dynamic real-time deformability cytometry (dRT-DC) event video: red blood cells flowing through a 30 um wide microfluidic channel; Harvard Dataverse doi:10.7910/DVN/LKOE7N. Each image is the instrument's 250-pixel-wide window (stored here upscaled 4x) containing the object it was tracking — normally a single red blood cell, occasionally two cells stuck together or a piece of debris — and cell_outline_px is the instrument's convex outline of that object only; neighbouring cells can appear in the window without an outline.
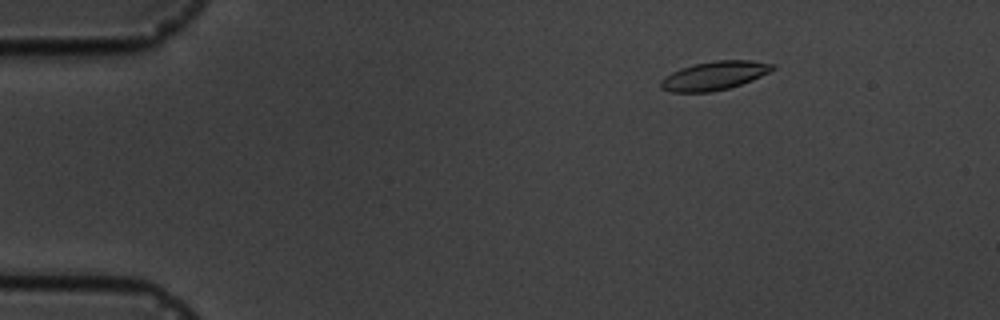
{"species": "common noctule bat (a hibernating species)", "species_latin": "Nyctalus noctula", "temperature_condition": "cold", "stored_images_in_passage": 10, "camera_frame_rate_fps": 3000, "um_per_image_px": 0.085, "animal": {"sex": "male", "body_mass_g": 19.5, "forearm_length_mm": 54.6}, "frame": {"image": 1, "passage_image": 1, "time_ms": 0.0, "image_size_px": [1000, 320], "cell_outline_px": [[776, 68], [752, 80], [728, 88], [712, 92], [672, 92], [660, 88], [660, 80], [664, 76], [680, 68], [696, 64], [716, 60], [752, 60], [776, 64]], "centroid_in_image_um": [60.71, 6.43], "position_along_channel_um": 24.3, "area_um2": 18.67}}
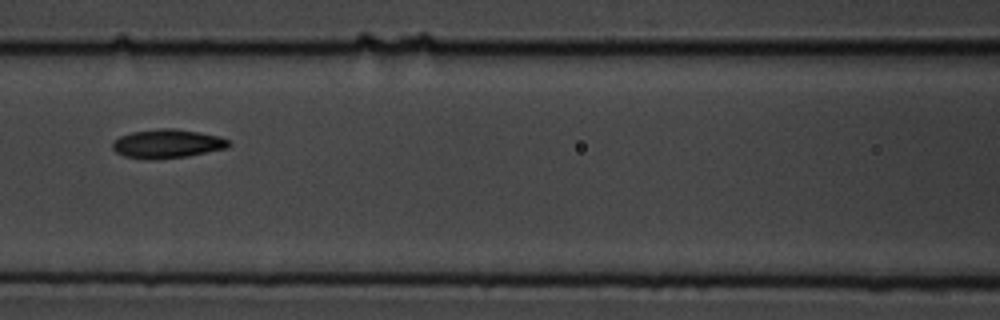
{"frame": {"image": 2, "passage_image": 6, "time_ms": 5.667, "image_size_px": [1000, 320], "cell_outline_px": [[232, 144], [228, 148], [188, 156], [152, 160], [124, 156], [116, 152], [112, 148], [112, 140], [120, 136], [132, 132], [160, 128], [176, 128], [200, 132], [220, 136], [228, 140]], "centroid_in_image_um": [14.23, 12.21], "position_along_channel_um": 152.4, "area_um2": 19.77}}
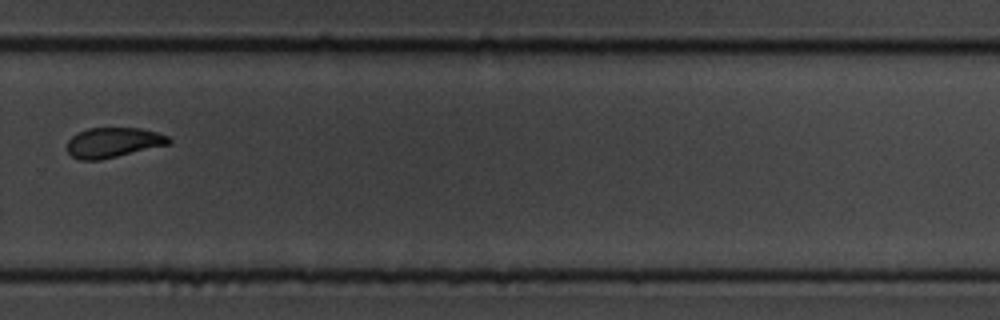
{"frame": {"image": 3, "passage_image": 10, "time_ms": 10.333, "image_size_px": [1000, 320], "cell_outline_px": [[172, 140], [168, 144], [100, 160], [80, 160], [72, 156], [68, 152], [68, 140], [72, 136], [88, 128], [140, 128], [156, 132], [168, 136]], "centroid_in_image_um": [9.61, 12.11], "position_along_channel_um": 320.2, "area_um2": 17.51}}